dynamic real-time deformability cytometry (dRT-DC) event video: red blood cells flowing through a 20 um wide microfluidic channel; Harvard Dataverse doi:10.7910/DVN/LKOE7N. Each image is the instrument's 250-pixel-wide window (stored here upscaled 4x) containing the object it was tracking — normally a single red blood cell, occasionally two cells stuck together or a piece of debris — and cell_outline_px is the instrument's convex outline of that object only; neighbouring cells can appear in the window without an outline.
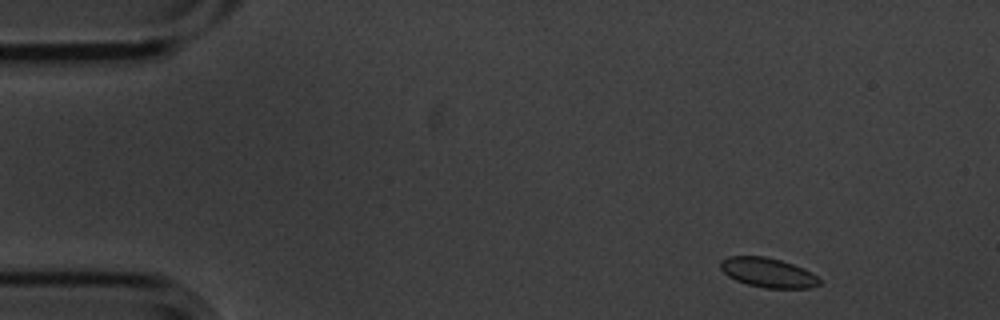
{"species": "common noctule bat (a hibernating species)", "species_latin": "Nyctalus noctula", "temperature_condition": "cold", "stored_images_in_passage": 5, "camera_frame_rate_fps": 3000, "um_per_image_px": 0.085, "animal": {"sex": "male", "body_mass_g": 20.1, "forearm_length_mm": 53.5}, "frame": {"image": 1, "passage_image": 1, "time_ms": 0.0, "image_size_px": [1000, 320], "cell_outline_px": [[820, 284], [812, 288], [764, 288], [748, 284], [736, 280], [728, 276], [720, 268], [720, 260], [728, 256], [764, 256], [780, 260], [804, 268], [812, 272], [820, 280]], "centroid_in_image_um": [65.28, 23.17], "position_along_channel_um": 19.7, "area_um2": 17.05}}
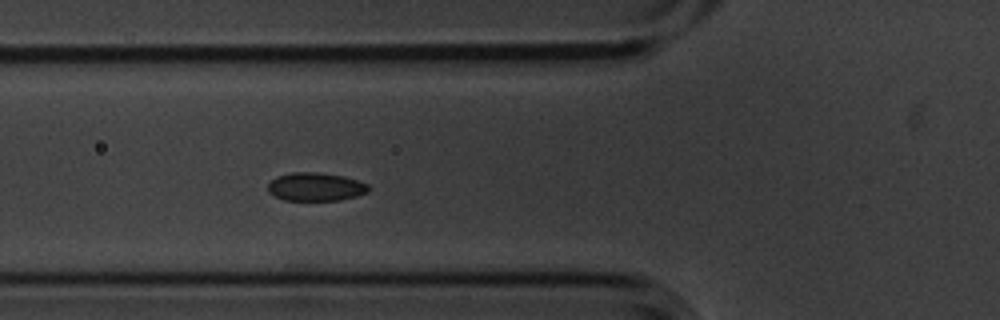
{"frame": {"image": 2, "passage_image": 5, "time_ms": 1.333, "image_size_px": [1000, 320], "cell_outline_px": [[368, 192], [356, 196], [340, 200], [284, 200], [268, 192], [268, 184], [276, 176], [292, 172], [320, 172], [344, 176], [368, 184]], "centroid_in_image_um": [26.82, 15.87], "position_along_channel_um": 99.0, "area_um2": 16.59}}